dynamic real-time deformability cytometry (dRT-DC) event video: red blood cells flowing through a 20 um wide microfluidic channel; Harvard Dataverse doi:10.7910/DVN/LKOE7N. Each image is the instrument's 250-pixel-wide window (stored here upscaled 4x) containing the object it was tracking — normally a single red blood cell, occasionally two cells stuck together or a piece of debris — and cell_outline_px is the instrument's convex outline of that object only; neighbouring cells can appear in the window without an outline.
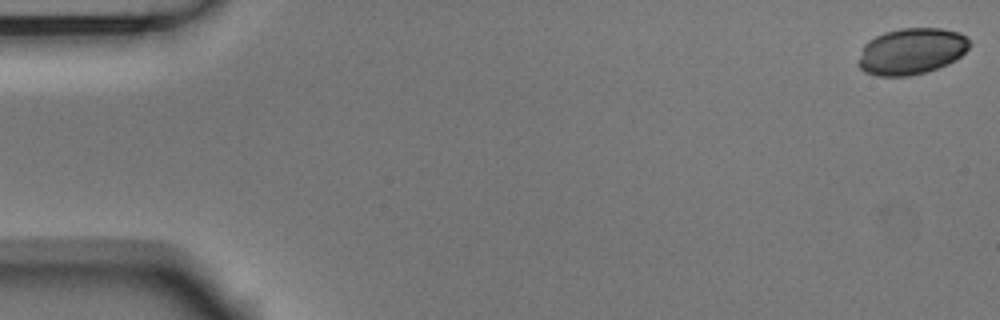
{"species": "Egyptian fruit bat (a non-hibernating species)", "species_latin": "Rousettus aegyptiacus", "temperature_condition": "room temperature", "stored_images_in_passage": 55, "camera_frame_rate_fps": 3000, "um_per_image_px": 0.085, "animal": {"sex": "male"}, "frame": {"image": 1, "passage_image": 1, "time_ms": 0.0, "image_size_px": [1000, 320], "cell_outline_px": [[972, 44], [956, 60], [948, 64], [924, 72], [908, 76], [876, 76], [864, 72], [856, 64], [864, 44], [868, 40], [884, 32], [900, 28], [940, 28], [960, 32], [968, 36]], "centroid_in_image_um": [77.47, 4.35], "position_along_channel_um": 7.5, "area_um2": 30.35}}
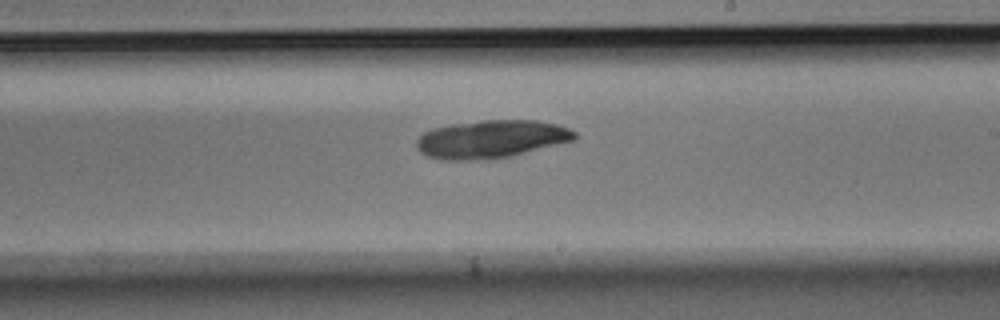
{"frame": {"image": 2, "passage_image": 32, "time_ms": 10.333, "image_size_px": [1000, 320], "cell_outline_px": [[576, 140], [512, 156], [484, 160], [440, 160], [428, 156], [420, 152], [416, 148], [416, 140], [424, 132], [432, 128], [452, 124], [484, 120], [536, 120], [556, 124], [568, 128], [576, 132]], "centroid_in_image_um": [41.75, 11.83], "position_along_channel_um": 247.3, "area_um2": 35.26}}
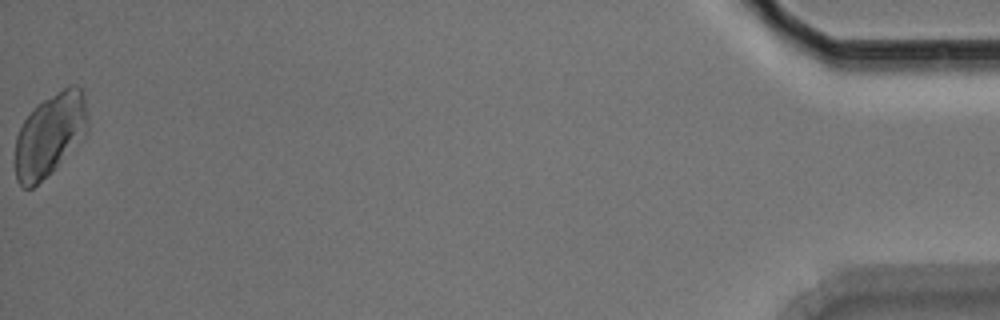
{"frame": {"image": 3, "passage_image": 55, "time_ms": 18.0, "image_size_px": [1000, 320], "cell_outline_px": [[88, 132], [56, 168], [52, 172], [32, 188], [20, 188], [16, 180], [16, 136], [24, 120], [32, 108], [36, 104], [68, 84], [76, 84], [84, 88], [88, 120]], "centroid_in_image_um": [4.27, 11.42], "position_along_channel_um": 430.9, "area_um2": 35.6}}